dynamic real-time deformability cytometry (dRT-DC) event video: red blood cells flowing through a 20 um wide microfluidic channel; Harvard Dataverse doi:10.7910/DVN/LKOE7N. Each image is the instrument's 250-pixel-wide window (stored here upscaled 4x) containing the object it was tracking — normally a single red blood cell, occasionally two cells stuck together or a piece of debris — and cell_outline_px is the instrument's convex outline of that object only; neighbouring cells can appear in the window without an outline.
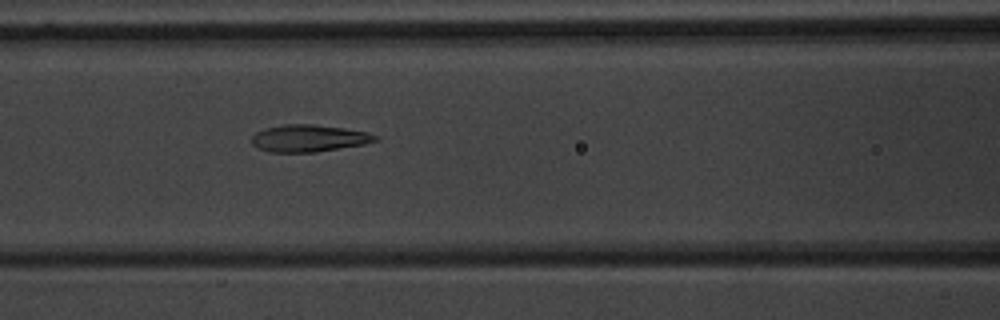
{"species": "common noctule bat (a hibernating species)", "species_latin": "Nyctalus noctula", "temperature_condition": "warm", "stored_images_in_passage": 37, "camera_frame_rate_fps": 3000, "um_per_image_px": 0.085, "animal": {"sex": "male", "body_mass_g": 20.1, "forearm_length_mm": 53.5}, "frame": {"image": 1, "passage_image": 6, "time_ms": 1.667, "image_size_px": [1000, 320], "cell_outline_px": [[380, 140], [364, 144], [316, 152], [268, 152], [252, 144], [252, 136], [256, 132], [264, 128], [284, 124], [312, 124], [344, 128], [368, 132], [380, 136]], "centroid_in_image_um": [26.28, 11.75], "position_along_channel_um": 140.3, "area_um2": 19.59}}
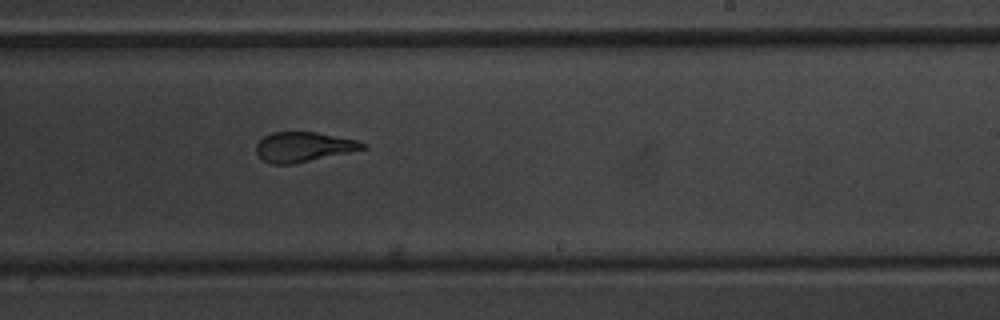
{"frame": {"image": 2, "passage_image": 16, "time_ms": 5.0, "image_size_px": [1000, 320], "cell_outline_px": [[368, 148], [292, 164], [272, 164], [264, 160], [256, 152], [256, 144], [264, 136], [272, 132], [316, 132], [356, 140], [368, 144]], "centroid_in_image_um": [25.8, 12.48], "position_along_channel_um": 263.2, "area_um2": 18.32}}
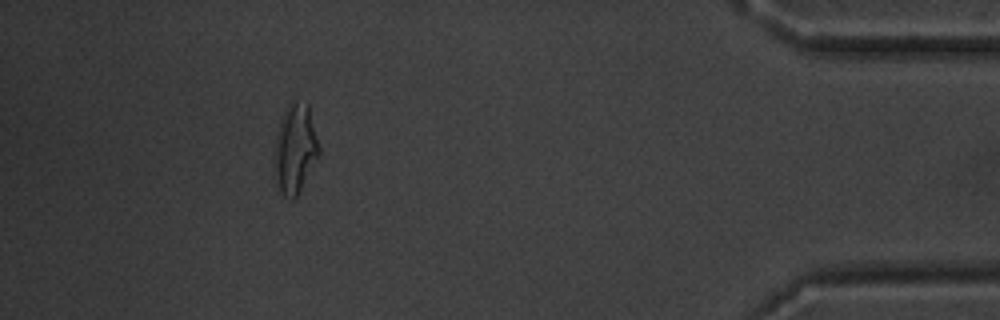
{"frame": {"image": 3, "passage_image": 32, "time_ms": 10.333, "image_size_px": [1000, 320], "cell_outline_px": [[320, 156], [296, 196], [292, 200], [284, 196], [280, 192], [276, 180], [276, 136], [280, 120], [288, 104], [292, 100], [296, 100], [308, 104], [320, 148]], "centroid_in_image_um": [25.12, 12.62], "position_along_channel_um": 410.1, "area_um2": 22.89}}